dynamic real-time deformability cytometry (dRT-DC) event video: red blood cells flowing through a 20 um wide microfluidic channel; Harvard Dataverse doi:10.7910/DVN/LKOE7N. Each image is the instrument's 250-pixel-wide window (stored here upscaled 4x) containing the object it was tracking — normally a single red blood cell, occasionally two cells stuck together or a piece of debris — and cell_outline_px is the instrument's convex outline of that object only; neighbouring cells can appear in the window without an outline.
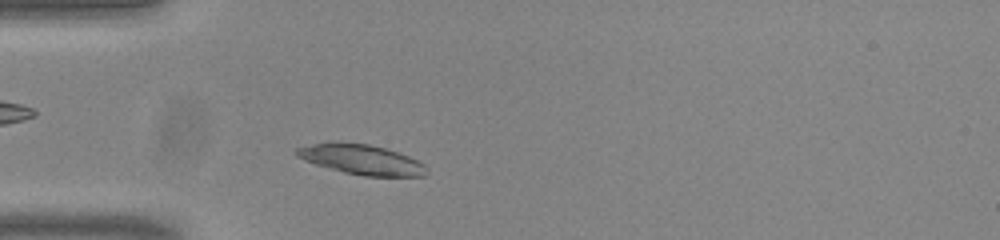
{"species": "common noctule bat (a hibernating species)", "species_latin": "Nyctalus noctula", "temperature_condition": "room temperature", "stored_images_in_passage": 43, "camera_frame_rate_fps": 3000, "um_per_image_px": 0.085, "animal": {"sex": "male", "body_mass_g": 20.0, "forearm_length_mm": 53.3}, "frame": {"image": 1, "passage_image": 5, "time_ms": 1.333, "image_size_px": [1000, 240], "cell_outline_px": [[428, 172], [424, 176], [364, 176], [344, 172], [316, 164], [304, 160], [296, 156], [296, 148], [312, 144], [368, 144], [384, 148], [408, 156], [424, 164]], "centroid_in_image_um": [30.76, 13.59], "position_along_channel_um": 54.2, "area_um2": 21.91}}
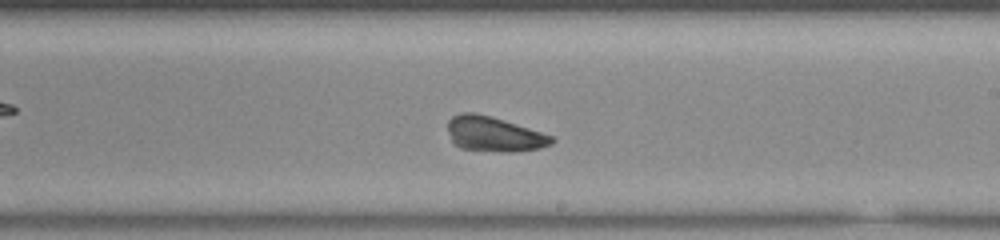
{"frame": {"image": 2, "passage_image": 21, "time_ms": 6.667, "image_size_px": [1000, 240], "cell_outline_px": [[556, 140], [552, 144], [540, 148], [512, 152], [500, 152], [460, 148], [452, 144], [448, 132], [448, 120], [452, 116], [460, 112], [476, 112], [504, 120], [552, 136]], "centroid_in_image_um": [41.95, 11.4], "position_along_channel_um": 247.1, "area_um2": 21.27}}
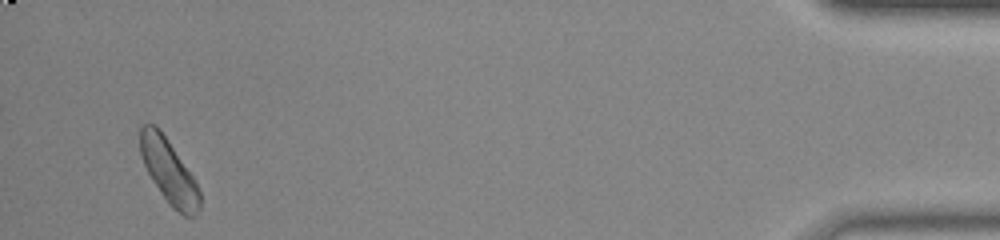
{"frame": {"image": 3, "passage_image": 41, "time_ms": 13.333, "image_size_px": [1000, 240], "cell_outline_px": [[200, 208], [196, 216], [184, 216], [172, 208], [160, 192], [148, 172], [144, 164], [140, 152], [140, 128], [144, 124], [156, 124], [160, 128], [196, 180], [200, 192]], "centroid_in_image_um": [14.37, 14.56], "position_along_channel_um": 420.8, "area_um2": 22.31}, "authors_computed_cell_mechanics": {"area_um2": 22.1374, "velocity_mm_per_s": 3.7754, "shape_relaxation_time_tau1_ms": 2.1494, "shape_relaxation_time_tau2_ms": 2.0151, "deformation_change_tau1": 0.1266, "deformation_change_tau2": 0.0963}}